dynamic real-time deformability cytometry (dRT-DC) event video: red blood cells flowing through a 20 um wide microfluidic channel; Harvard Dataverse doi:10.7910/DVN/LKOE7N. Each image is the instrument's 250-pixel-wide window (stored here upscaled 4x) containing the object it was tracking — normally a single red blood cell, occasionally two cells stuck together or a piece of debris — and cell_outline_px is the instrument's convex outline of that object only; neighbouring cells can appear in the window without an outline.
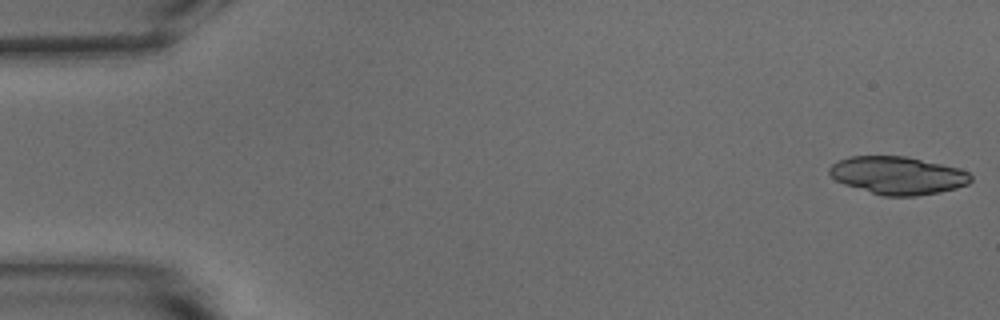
{"species": "common noctule bat (a hibernating species)", "species_latin": "Nyctalus noctula", "temperature_condition": "warm", "stored_images_in_passage": 23, "camera_frame_rate_fps": 3000, "um_per_image_px": 0.085, "animal": {"sex": "male", "body_mass_g": 15.6}, "frame": {"image": 1, "passage_image": 1, "time_ms": 0.0, "image_size_px": [1000, 320], "cell_outline_px": [[972, 180], [968, 184], [956, 188], [940, 192], [916, 196], [884, 196], [844, 184], [836, 180], [828, 172], [828, 168], [832, 164], [840, 160], [852, 156], [904, 156], [960, 168], [968, 172], [972, 176]], "centroid_in_image_um": [76.33, 14.91], "position_along_channel_um": 8.7, "area_um2": 31.04}}